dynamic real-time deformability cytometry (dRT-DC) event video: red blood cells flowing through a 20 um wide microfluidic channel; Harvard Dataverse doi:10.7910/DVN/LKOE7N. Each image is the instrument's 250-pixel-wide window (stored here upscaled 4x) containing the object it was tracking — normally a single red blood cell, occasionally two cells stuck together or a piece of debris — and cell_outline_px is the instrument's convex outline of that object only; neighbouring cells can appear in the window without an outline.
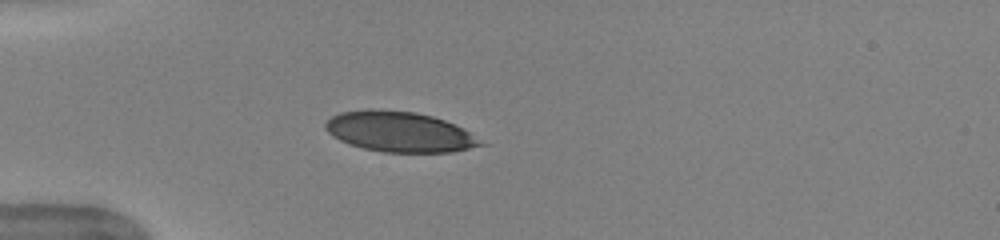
{"species": "human", "species_latin": "Homo sapiens", "temperature_condition": "warm", "stored_images_in_passage": 51, "camera_frame_rate_fps": 3000, "um_per_image_px": 0.085, "donor": {"sex": "female"}, "frame": {"image": 1, "passage_image": 15, "time_ms": 4.667, "image_size_px": [1000, 240], "cell_outline_px": [[488, 144], [452, 152], [384, 152], [364, 148], [340, 140], [332, 136], [324, 128], [324, 124], [332, 116], [340, 112], [368, 108], [372, 108], [416, 112], [432, 116], [444, 120], [464, 128]], "centroid_in_image_um": [33.97, 11.19], "position_along_channel_um": 51.0, "area_um2": 36.65}, "authors_computed_cell_mechanics": {"area_um2": 38.8994, "velocity_mm_per_s": 3.9793, "shape_relaxation_time_tau1_ms": 2.3619, "shape_relaxation_time_tau2_ms": null, "deformation_change_tau1": 0.1447, "deformation_change_tau2": null}}